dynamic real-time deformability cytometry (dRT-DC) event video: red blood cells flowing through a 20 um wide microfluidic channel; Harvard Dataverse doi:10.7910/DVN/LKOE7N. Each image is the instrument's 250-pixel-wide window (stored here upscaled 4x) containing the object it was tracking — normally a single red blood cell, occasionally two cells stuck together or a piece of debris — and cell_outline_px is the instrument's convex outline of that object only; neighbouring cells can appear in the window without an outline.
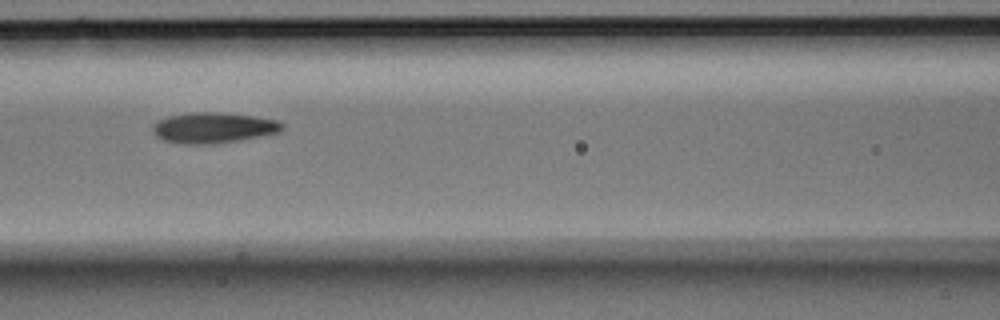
{"species": "Egyptian fruit bat (a non-hibernating species)", "species_latin": "Rousettus aegyptiacus", "temperature_condition": "room temperature", "stored_images_in_passage": 6, "camera_frame_rate_fps": 3000, "um_per_image_px": 0.085, "animal": {"sex": "male"}, "frame": {"image": 1, "passage_image": 6, "time_ms": 1.667, "image_size_px": [1000, 320], "cell_outline_px": [[284, 128], [280, 132], [240, 140], [212, 144], [188, 144], [164, 140], [156, 136], [152, 128], [160, 120], [168, 116], [192, 112], [220, 112], [256, 116], [276, 120], [284, 124]], "centroid_in_image_um": [18.19, 10.85], "position_along_channel_um": 148.4, "area_um2": 23.0}}